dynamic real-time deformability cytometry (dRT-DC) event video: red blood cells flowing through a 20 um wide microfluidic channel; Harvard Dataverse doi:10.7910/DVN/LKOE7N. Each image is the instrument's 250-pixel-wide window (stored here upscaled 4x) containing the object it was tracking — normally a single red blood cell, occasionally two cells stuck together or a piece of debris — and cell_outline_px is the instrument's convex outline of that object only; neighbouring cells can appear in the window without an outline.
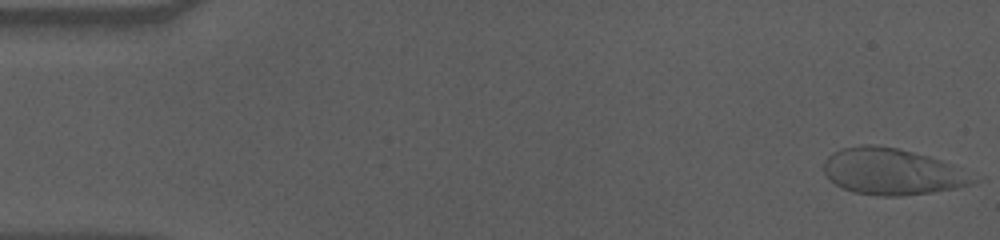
{"species": "human", "species_latin": "Homo sapiens", "temperature_condition": "cold", "stored_images_in_passage": 57, "camera_frame_rate_fps": 3000, "um_per_image_px": 0.085, "donor": {"sex": "male"}, "frame": {"image": 1, "passage_image": 1, "time_ms": 0.0, "image_size_px": [1000, 240], "cell_outline_px": [[976, 180], [968, 184], [956, 188], [932, 192], [900, 196], [876, 196], [852, 192], [836, 184], [824, 172], [824, 160], [832, 152], [844, 148], [860, 144], [876, 144], [896, 148], [928, 156], [940, 160], [948, 164]], "centroid_in_image_um": [75.71, 14.58], "position_along_channel_um": 9.3, "area_um2": 39.59}}
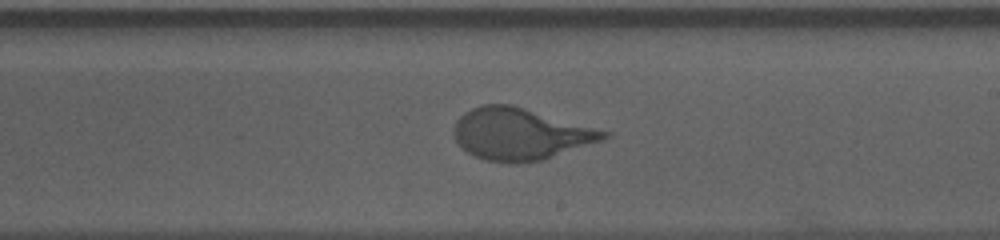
{"frame": {"image": 2, "passage_image": 33, "time_ms": 10.667, "image_size_px": [1000, 240], "cell_outline_px": [[612, 132], [604, 140], [544, 160], [508, 164], [484, 160], [468, 152], [456, 140], [452, 132], [456, 120], [464, 112], [472, 108], [484, 104], [512, 104]], "centroid_in_image_um": [44.25, 11.39], "position_along_channel_um": 244.8, "area_um2": 45.55}}
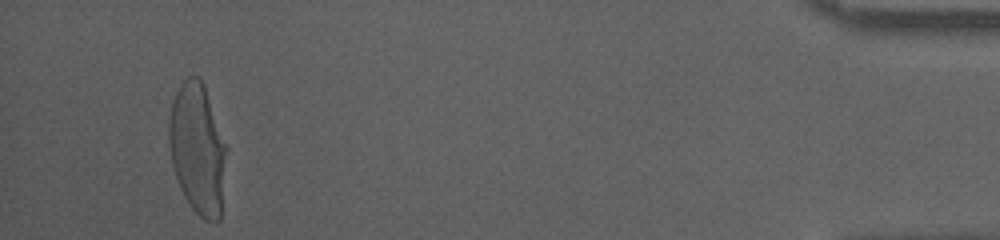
{"frame": {"image": 3, "passage_image": 54, "time_ms": 17.667, "image_size_px": [1000, 240], "cell_outline_px": [[228, 148], [220, 220], [216, 224], [204, 220], [192, 208], [184, 196], [180, 188], [172, 164], [168, 144], [168, 120], [172, 100], [180, 84], [188, 76], [200, 76], [204, 84]], "centroid_in_image_um": [16.8, 12.65], "position_along_channel_um": 418.4, "area_um2": 44.56}, "authors_computed_cell_mechanics": {"area_um2": 43.8702, "velocity_mm_per_s": 3.5344, "shape_relaxation_time_tau1_ms": 4.8066, "shape_relaxation_time_tau2_ms": null, "deformation_change_tau1": 0.2028, "deformation_change_tau2": null}}